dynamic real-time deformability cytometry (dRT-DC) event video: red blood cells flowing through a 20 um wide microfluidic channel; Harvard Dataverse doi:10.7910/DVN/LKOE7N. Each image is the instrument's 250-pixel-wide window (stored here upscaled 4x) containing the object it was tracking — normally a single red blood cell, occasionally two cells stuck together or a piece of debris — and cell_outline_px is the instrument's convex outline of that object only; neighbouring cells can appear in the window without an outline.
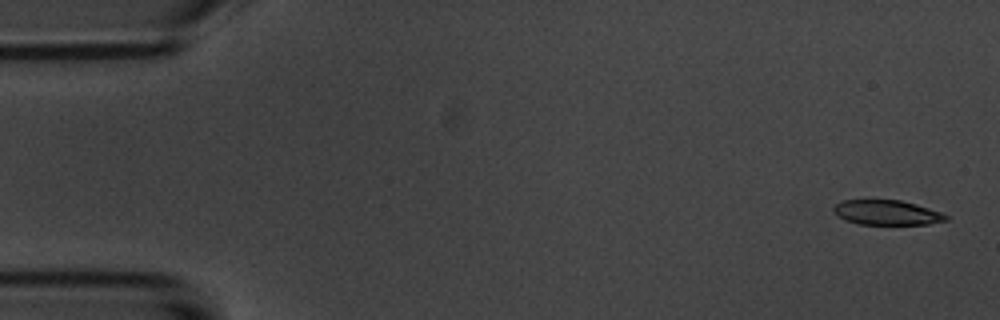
{"species": "common noctule bat (a hibernating species)", "species_latin": "Nyctalus noctula", "temperature_condition": "room temperature", "stored_images_in_passage": 5, "camera_frame_rate_fps": 3000, "um_per_image_px": 0.085, "animal": {"sex": "male", "body_mass_g": 20.1, "forearm_length_mm": 53.5}, "frame": {"image": 1, "passage_image": 1, "time_ms": 0.0, "image_size_px": [1000, 320], "cell_outline_px": [[948, 220], [928, 224], [860, 224], [844, 220], [832, 208], [836, 204], [844, 200], [900, 200], [916, 204], [940, 212], [948, 216]], "centroid_in_image_um": [75.4, 18.07], "position_along_channel_um": 9.6, "area_um2": 16.01}}
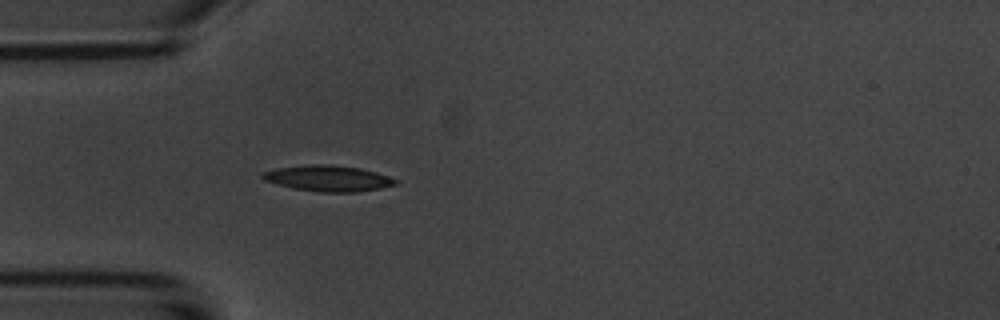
{"frame": {"image": 2, "passage_image": 5, "time_ms": 4.667, "image_size_px": [1000, 320], "cell_outline_px": [[400, 184], [380, 188], [356, 192], [320, 192], [292, 188], [264, 180], [260, 176], [264, 172], [276, 168], [312, 164], [332, 164], [360, 168], [376, 172], [400, 180]], "centroid_in_image_um": [27.94, 15.16], "position_along_channel_um": 57.1, "area_um2": 20.17}}